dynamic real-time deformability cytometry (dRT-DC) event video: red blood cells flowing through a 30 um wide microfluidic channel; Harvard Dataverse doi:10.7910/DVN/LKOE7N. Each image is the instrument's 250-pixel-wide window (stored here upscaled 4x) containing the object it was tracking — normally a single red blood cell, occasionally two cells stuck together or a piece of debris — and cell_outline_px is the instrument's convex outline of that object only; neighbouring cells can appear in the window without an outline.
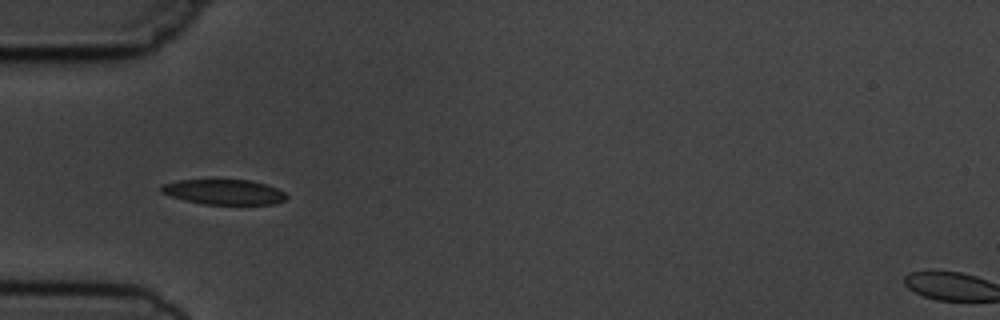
{"species": "common noctule bat (a hibernating species)", "species_latin": "Nyctalus noctula", "temperature_condition": "cold", "stored_images_in_passage": 4, "camera_frame_rate_fps": 3000, "um_per_image_px": 0.085, "animal": {"sex": "male", "body_mass_g": 19.5, "forearm_length_mm": 54.6}, "frame": {"image": 1, "passage_image": 4, "time_ms": 3.667, "image_size_px": [1000, 320], "cell_outline_px": [[288, 196], [284, 200], [272, 204], [204, 204], [184, 200], [160, 192], [160, 188], [164, 184], [180, 180], [252, 180], [268, 184], [284, 192]], "centroid_in_image_um": [19.06, 16.31], "position_along_channel_um": 65.9, "area_um2": 18.21}}